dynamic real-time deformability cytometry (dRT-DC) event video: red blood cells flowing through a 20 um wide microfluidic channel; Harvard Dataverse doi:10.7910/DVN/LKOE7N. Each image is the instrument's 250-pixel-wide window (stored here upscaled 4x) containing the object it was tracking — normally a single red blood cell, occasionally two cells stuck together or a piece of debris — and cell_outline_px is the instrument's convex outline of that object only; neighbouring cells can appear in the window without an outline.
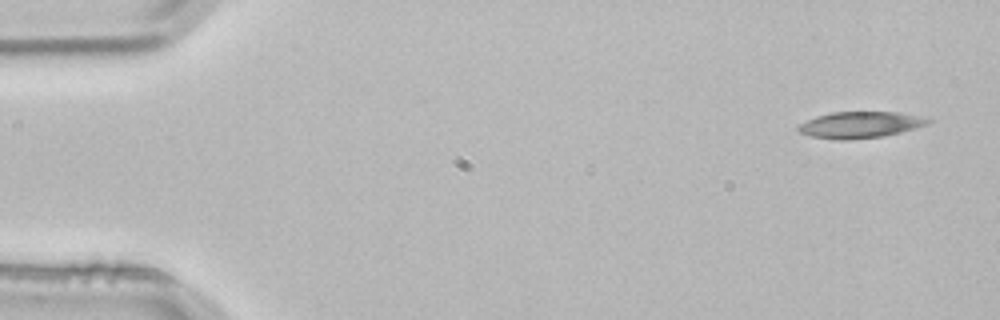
{"species": "common noctule bat (a hibernating species)", "species_latin": "Nyctalus noctula", "temperature_condition": "room temperature", "stored_images_in_passage": 3, "camera_frame_rate_fps": 3000, "um_per_image_px": 0.085, "animal": {"sex": "male", "body_mass_g": 21.5, "forearm_length_mm": 52.0}, "frame": {"image": 1, "passage_image": 1, "time_ms": 0.0, "image_size_px": [1000, 320], "cell_outline_px": [[932, 120], [928, 124], [916, 128], [884, 136], [848, 140], [836, 140], [812, 136], [800, 132], [796, 128], [800, 124], [816, 116], [832, 112], [896, 112], [920, 116]], "centroid_in_image_um": [73.12, 10.61], "position_along_channel_um": 11.9, "area_um2": 19.83}}